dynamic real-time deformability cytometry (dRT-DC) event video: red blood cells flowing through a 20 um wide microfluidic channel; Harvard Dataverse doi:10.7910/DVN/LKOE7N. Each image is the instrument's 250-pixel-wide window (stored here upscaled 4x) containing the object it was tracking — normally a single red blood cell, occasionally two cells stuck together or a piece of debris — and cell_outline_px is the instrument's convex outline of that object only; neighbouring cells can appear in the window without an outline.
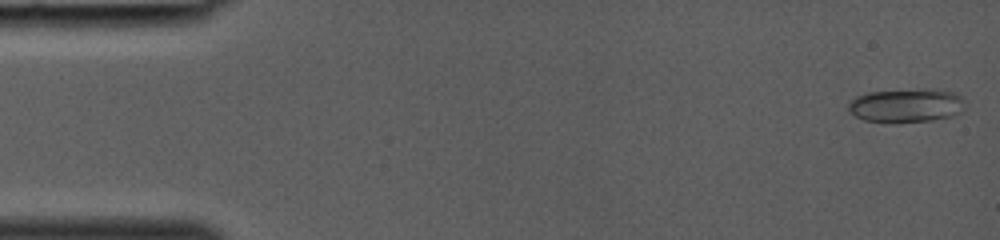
{"species": "common noctule bat (a hibernating species)", "species_latin": "Nyctalus noctula", "temperature_condition": "room temperature", "stored_images_in_passage": 37, "camera_frame_rate_fps": 3000, "um_per_image_px": 0.085, "animal": {"sex": "female", "body_mass_g": 19.0, "forearm_length_mm": 53.3}, "frame": {"image": 1, "passage_image": 1, "time_ms": 0.0, "image_size_px": [1000, 240], "cell_outline_px": [[964, 100], [960, 112], [952, 116], [932, 120], [864, 120], [856, 116], [848, 108], [848, 104], [856, 96], [868, 92], [924, 88], [932, 88], [956, 92]], "centroid_in_image_um": [77.07, 8.9], "position_along_channel_um": 7.9, "area_um2": 22.37}}
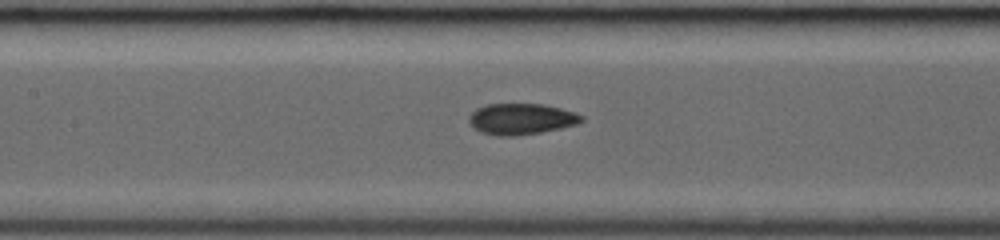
{"frame": {"image": 2, "passage_image": 18, "time_ms": 5.667, "image_size_px": [1000, 240], "cell_outline_px": [[584, 120], [576, 124], [560, 128], [540, 132], [516, 136], [496, 136], [480, 132], [472, 128], [468, 120], [468, 116], [476, 108], [484, 104], [544, 104], [576, 112], [584, 116]], "centroid_in_image_um": [44.27, 10.11], "position_along_channel_um": 163.1, "area_um2": 20.63}}
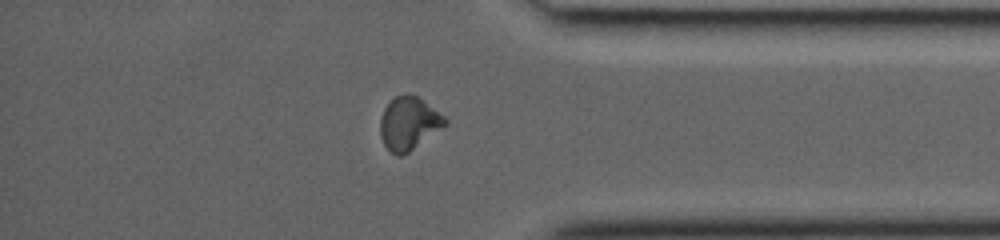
{"frame": {"image": 3, "passage_image": 32, "time_ms": 10.333, "image_size_px": [1000, 240], "cell_outline_px": [[448, 124], [408, 152], [400, 156], [396, 156], [384, 144], [380, 136], [380, 120], [384, 108], [396, 96], [408, 92], [416, 96], [444, 116], [448, 120]], "centroid_in_image_um": [34.74, 10.49], "position_along_channel_um": 400.5, "area_um2": 19.77}}